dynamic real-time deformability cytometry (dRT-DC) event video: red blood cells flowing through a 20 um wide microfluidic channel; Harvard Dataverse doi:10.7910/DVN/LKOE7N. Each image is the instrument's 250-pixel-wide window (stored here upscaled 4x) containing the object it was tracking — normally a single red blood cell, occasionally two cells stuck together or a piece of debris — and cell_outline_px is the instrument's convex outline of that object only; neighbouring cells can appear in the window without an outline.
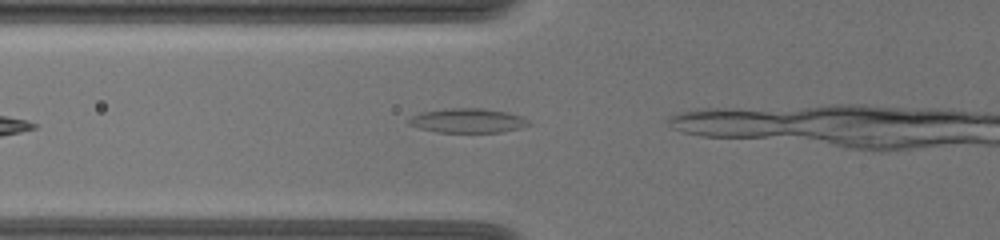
{"species": "common noctule bat (a hibernating species)", "species_latin": "Nyctalus noctula", "temperature_condition": "warm", "stored_images_in_passage": 9, "camera_frame_rate_fps": 3000, "um_per_image_px": 0.085, "animal": {"sex": "female", "body_mass_g": 19.5, "forearm_length_mm": 54.1}, "frame": {"image": 1, "passage_image": 2, "time_ms": 0.333, "image_size_px": [1000, 240], "cell_outline_px": [[532, 124], [520, 128], [500, 132], [436, 132], [420, 128], [408, 124], [408, 120], [412, 116], [420, 112], [452, 108], [484, 108], [508, 112], [524, 116]], "centroid_in_image_um": [39.79, 10.25], "position_along_channel_um": 86.0, "area_um2": 17.11}}
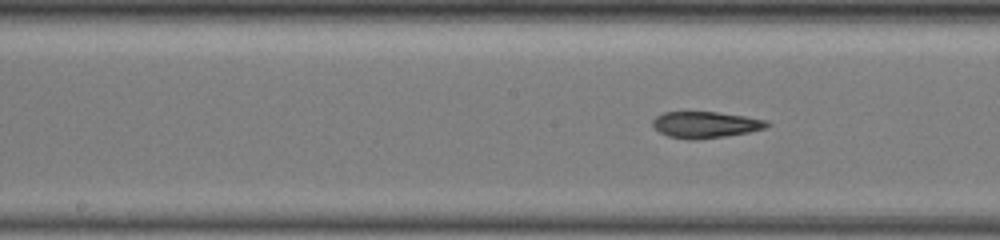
{"frame": {"image": 2, "passage_image": 7, "time_ms": 2.0, "image_size_px": [1000, 240], "cell_outline_px": [[772, 124], [764, 128], [748, 132], [724, 136], [696, 140], [688, 140], [668, 136], [660, 132], [652, 124], [652, 120], [656, 116], [664, 112], [716, 112], [744, 116], [768, 120]], "centroid_in_image_um": [59.96, 10.6], "position_along_channel_um": 188.2, "area_um2": 17.51}}